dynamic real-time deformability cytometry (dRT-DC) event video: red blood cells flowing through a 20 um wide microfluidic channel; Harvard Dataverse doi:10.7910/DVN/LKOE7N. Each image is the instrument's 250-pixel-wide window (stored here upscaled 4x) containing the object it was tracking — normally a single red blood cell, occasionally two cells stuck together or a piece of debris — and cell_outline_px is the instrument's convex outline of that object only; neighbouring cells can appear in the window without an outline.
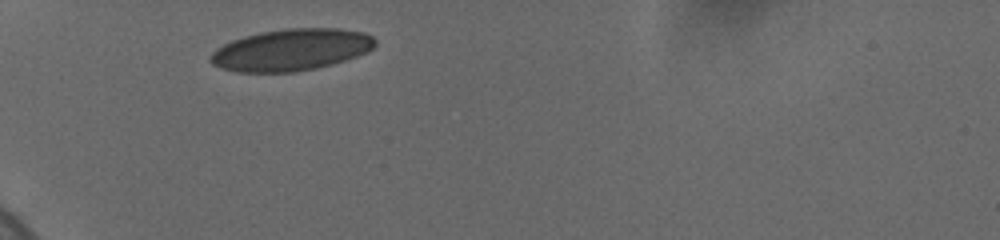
{"species": "human", "species_latin": "Homo sapiens", "temperature_condition": "cold", "stored_images_in_passage": 2, "camera_frame_rate_fps": 3000, "um_per_image_px": 0.085, "donor": {"sex": "female"}, "frame": {"image": 1, "passage_image": 1, "time_ms": 0.0, "image_size_px": [1000, 240], "cell_outline_px": [[376, 44], [368, 52], [332, 64], [316, 68], [296, 72], [236, 72], [220, 68], [212, 64], [208, 60], [212, 52], [216, 48], [232, 40], [244, 36], [260, 32], [288, 28], [340, 28], [364, 32], [372, 36], [376, 40]], "centroid_in_image_um": [24.74, 4.23], "position_along_channel_um": 60.3, "area_um2": 40.29}}